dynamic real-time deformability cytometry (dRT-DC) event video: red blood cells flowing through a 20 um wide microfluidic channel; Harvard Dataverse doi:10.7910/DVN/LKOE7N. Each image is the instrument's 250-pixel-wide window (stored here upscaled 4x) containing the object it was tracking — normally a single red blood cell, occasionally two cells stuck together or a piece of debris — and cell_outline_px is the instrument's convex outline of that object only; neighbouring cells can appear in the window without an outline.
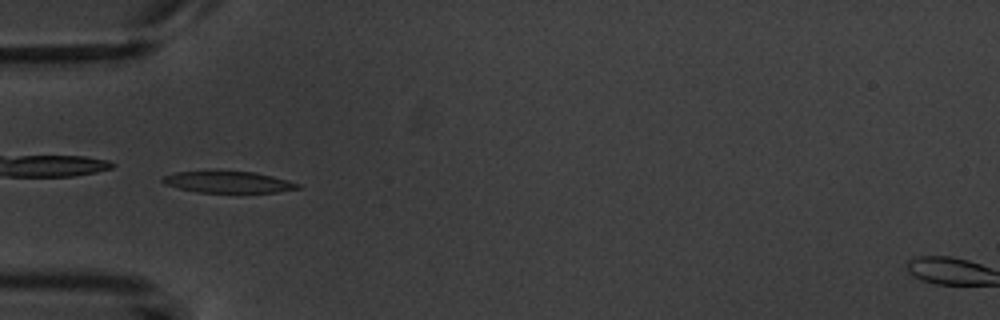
{"species": "common noctule bat (a hibernating species)", "species_latin": "Nyctalus noctula", "temperature_condition": "warm", "stored_images_in_passage": 4, "camera_frame_rate_fps": 3000, "um_per_image_px": 0.085, "animal": {"sex": "male", "body_mass_g": 20.1, "forearm_length_mm": 53.5}, "frame": {"image": 1, "passage_image": 4, "time_ms": 3.333, "image_size_px": [1000, 320], "cell_outline_px": [[300, 188], [276, 192], [196, 192], [164, 184], [160, 180], [164, 176], [176, 172], [252, 172], [272, 176], [288, 180], [300, 184]], "centroid_in_image_um": [19.4, 15.49], "position_along_channel_um": 65.6, "area_um2": 16.47}}